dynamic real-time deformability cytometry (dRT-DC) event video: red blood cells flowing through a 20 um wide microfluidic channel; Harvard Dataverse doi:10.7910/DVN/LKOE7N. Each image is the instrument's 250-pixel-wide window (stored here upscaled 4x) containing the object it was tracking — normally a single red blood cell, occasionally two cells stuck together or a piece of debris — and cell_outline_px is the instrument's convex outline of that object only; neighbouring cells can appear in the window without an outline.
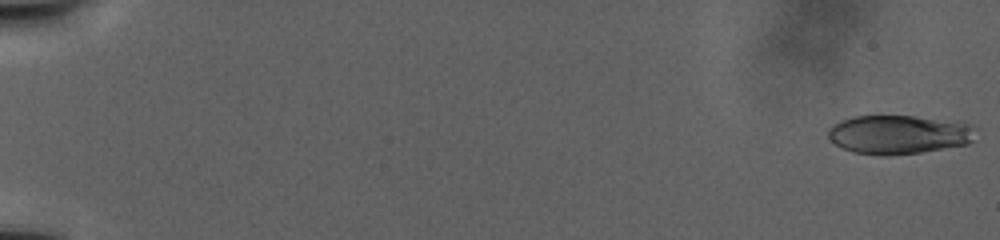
{"species": "human", "species_latin": "Homo sapiens", "temperature_condition": "warm", "stored_images_in_passage": 10, "camera_frame_rate_fps": 3000, "um_per_image_px": 0.085, "donor": {"sex": "male"}, "frame": {"image": 1, "passage_image": 1, "time_ms": 0.0, "image_size_px": [1000, 240], "cell_outline_px": [[972, 140], [968, 144], [920, 152], [888, 156], [884, 156], [852, 152], [828, 140], [828, 132], [836, 124], [852, 116], [916, 116], [956, 120], [972, 124]], "centroid_in_image_um": [76.41, 11.43], "position_along_channel_um": 8.6, "area_um2": 33.35}}